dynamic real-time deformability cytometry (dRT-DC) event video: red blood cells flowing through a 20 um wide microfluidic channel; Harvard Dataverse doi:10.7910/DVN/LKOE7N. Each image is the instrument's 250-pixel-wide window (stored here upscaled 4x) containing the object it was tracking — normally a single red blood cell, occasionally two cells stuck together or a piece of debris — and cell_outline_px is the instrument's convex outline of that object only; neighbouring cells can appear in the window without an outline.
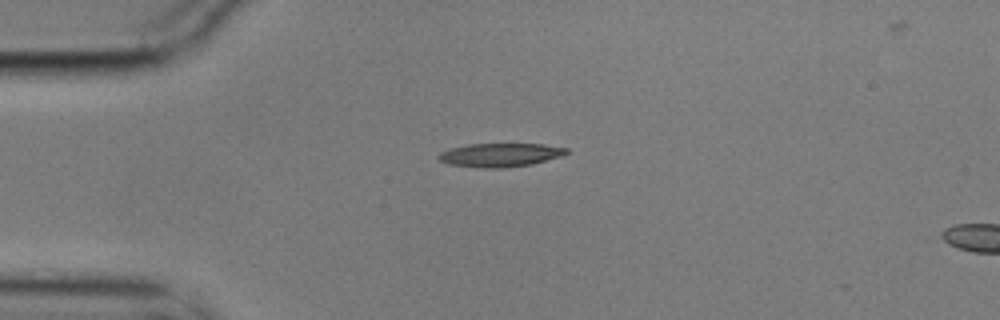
{"species": "common noctule bat (a hibernating species)", "species_latin": "Nyctalus noctula", "temperature_condition": "cold", "stored_images_in_passage": 3, "camera_frame_rate_fps": 3000, "um_per_image_px": 0.085, "animal": {"sex": "male", "body_mass_g": 17.9}, "frame": {"image": 1, "passage_image": 1, "time_ms": 0.0, "image_size_px": [1000, 320], "cell_outline_px": [[568, 152], [560, 156], [532, 164], [500, 168], [488, 168], [448, 164], [440, 160], [436, 156], [440, 152], [448, 148], [468, 144], [544, 144], [568, 148]], "centroid_in_image_um": [42.48, 13.16], "position_along_channel_um": 42.5, "area_um2": 17.51}}